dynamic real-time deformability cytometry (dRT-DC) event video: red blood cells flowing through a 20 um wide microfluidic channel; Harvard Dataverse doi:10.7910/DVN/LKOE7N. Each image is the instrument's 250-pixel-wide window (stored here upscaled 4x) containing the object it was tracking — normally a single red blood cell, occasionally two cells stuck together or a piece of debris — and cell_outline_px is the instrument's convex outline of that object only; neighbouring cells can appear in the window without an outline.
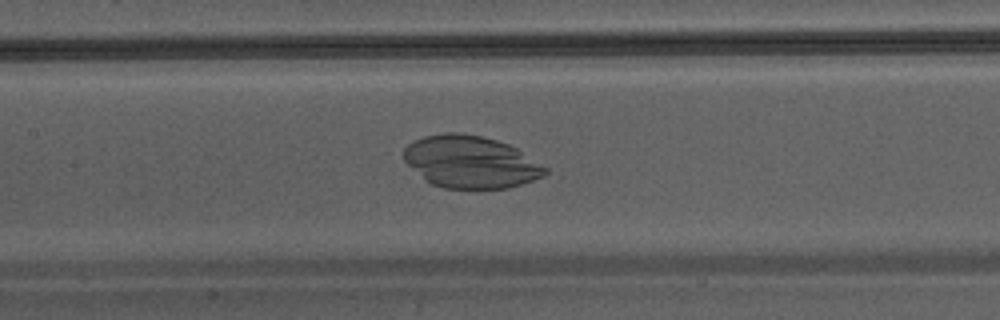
{"species": "Egyptian fruit bat (a non-hibernating species)", "species_latin": "Rousettus aegyptiacus", "temperature_condition": "warm", "stored_images_in_passage": 29, "camera_frame_rate_fps": 3000, "um_per_image_px": 0.085, "animal": {"sex": "male"}, "frame": {"image": 1, "passage_image": 9, "time_ms": 2.667, "image_size_px": [1000, 320], "cell_outline_px": [[548, 172], [544, 176], [508, 188], [476, 192], [444, 188], [432, 184], [408, 164], [404, 160], [404, 148], [412, 140], [424, 136], [444, 132], [460, 132], [480, 136], [496, 140], [508, 144], [516, 148], [548, 168]], "centroid_in_image_um": [40.01, 13.8], "position_along_channel_um": 167.4, "area_um2": 43.7}}
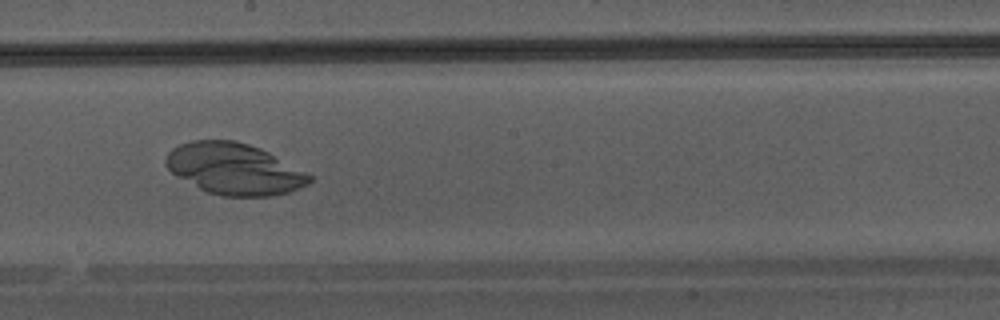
{"frame": {"image": 2, "passage_image": 13, "time_ms": 4.0, "image_size_px": [1000, 320], "cell_outline_px": [[312, 180], [308, 184], [288, 192], [272, 196], [224, 196], [208, 192], [200, 188], [172, 172], [164, 164], [164, 160], [168, 152], [172, 148], [180, 144], [192, 140], [236, 140], [260, 148], [268, 152], [312, 176]], "centroid_in_image_um": [19.89, 14.34], "position_along_channel_um": 228.3, "area_um2": 42.48}}